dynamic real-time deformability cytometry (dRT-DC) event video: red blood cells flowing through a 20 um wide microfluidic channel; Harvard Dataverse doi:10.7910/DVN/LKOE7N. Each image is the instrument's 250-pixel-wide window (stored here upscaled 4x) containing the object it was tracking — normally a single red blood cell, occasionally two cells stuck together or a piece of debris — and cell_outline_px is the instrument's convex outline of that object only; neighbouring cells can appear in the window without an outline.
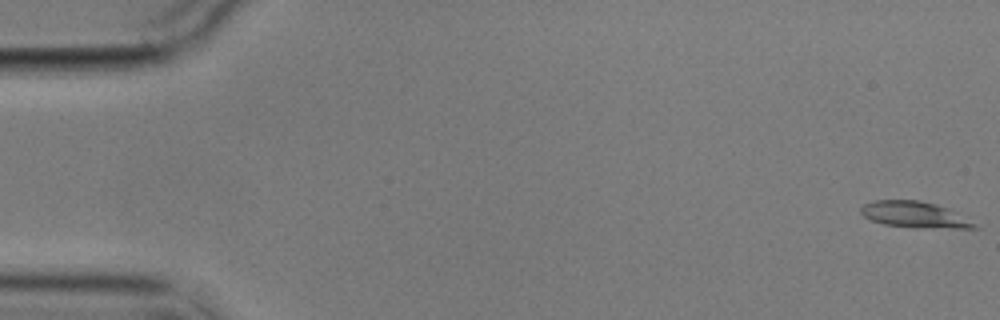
{"species": "common noctule bat (a hibernating species)", "species_latin": "Nyctalus noctula", "temperature_condition": "cold", "stored_images_in_passage": 4, "camera_frame_rate_fps": 3000, "um_per_image_px": 0.085, "animal": {"sex": "male", "body_mass_g": 17.9}, "frame": {"image": 1, "passage_image": 1, "time_ms": 0.0, "image_size_px": [1000, 320], "cell_outline_px": [[980, 228], [912, 228], [884, 224], [872, 220], [864, 216], [860, 212], [860, 208], [864, 204], [876, 200], [920, 200], [936, 204], [956, 212]], "centroid_in_image_um": [77.7, 18.25], "position_along_channel_um": 7.3, "area_um2": 17.17}}